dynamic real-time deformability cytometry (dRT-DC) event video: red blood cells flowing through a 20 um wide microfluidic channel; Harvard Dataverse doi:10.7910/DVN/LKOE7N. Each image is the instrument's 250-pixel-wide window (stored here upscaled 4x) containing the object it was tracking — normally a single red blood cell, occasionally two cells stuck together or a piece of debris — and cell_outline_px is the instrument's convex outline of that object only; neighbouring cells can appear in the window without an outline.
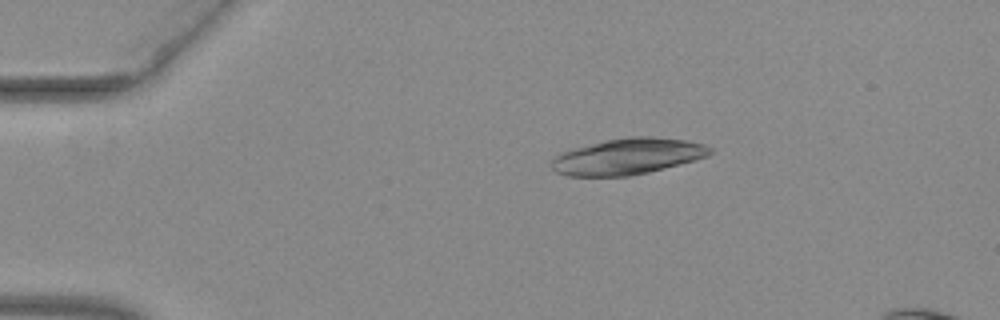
{"species": "common noctule bat (a hibernating species)", "species_latin": "Nyctalus noctula", "temperature_condition": "warm", "stored_images_in_passage": 11, "camera_frame_rate_fps": 3000, "um_per_image_px": 0.085, "animal": {"sex": "female", "body_mass_g": 29.2, "forearm_length_mm": 56.3}, "frame": {"image": 1, "passage_image": 1, "time_ms": 0.0, "image_size_px": [1000, 320], "cell_outline_px": [[712, 152], [708, 156], [696, 160], [648, 172], [628, 176], [568, 176], [556, 172], [548, 164], [560, 152], [572, 148], [608, 140], [628, 136], [652, 136], [684, 140], [704, 144], [712, 148]], "centroid_in_image_um": [53.34, 13.29], "position_along_channel_um": 31.7, "area_um2": 33.41}}